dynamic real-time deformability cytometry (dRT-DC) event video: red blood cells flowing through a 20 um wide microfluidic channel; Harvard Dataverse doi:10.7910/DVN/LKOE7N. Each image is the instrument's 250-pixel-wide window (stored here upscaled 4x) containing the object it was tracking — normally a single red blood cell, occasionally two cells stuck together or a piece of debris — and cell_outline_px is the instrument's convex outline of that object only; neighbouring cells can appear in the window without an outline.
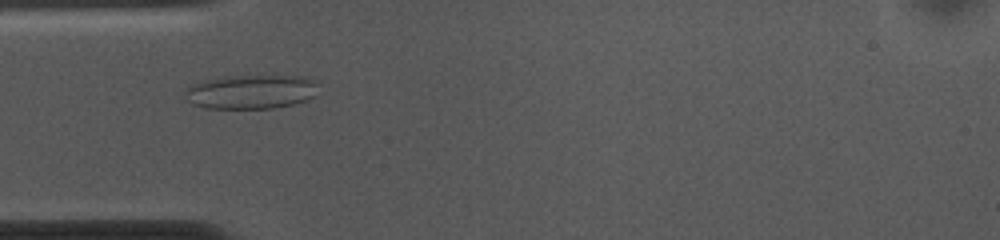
{"species": "common noctule bat (a hibernating species)", "species_latin": "Nyctalus noctula", "temperature_condition": "cold", "stored_images_in_passage": 41, "camera_frame_rate_fps": 3000, "um_per_image_px": 0.085, "animal": {"sex": "female", "body_mass_g": 10.0, "forearm_length_mm": 53.1}, "frame": {"image": 1, "passage_image": 12, "time_ms": 3.667, "image_size_px": [1000, 240], "cell_outline_px": [[316, 96], [308, 100], [292, 104], [272, 108], [204, 108], [192, 104], [188, 100], [184, 92], [192, 84], [204, 80], [224, 76], [256, 72], [308, 76], [316, 80]], "centroid_in_image_um": [21.4, 7.73], "position_along_channel_um": 63.6, "area_um2": 27.86}, "authors_computed_cell_mechanics": {"area_um2": 27.8596, "velocity_mm_per_s": 3.6691, "shape_relaxation_time_tau1_ms": null, "shape_relaxation_time_tau2_ms": 1.2423, "deformation_change_tau1": null, "deformation_change_tau2": 0.0785}}